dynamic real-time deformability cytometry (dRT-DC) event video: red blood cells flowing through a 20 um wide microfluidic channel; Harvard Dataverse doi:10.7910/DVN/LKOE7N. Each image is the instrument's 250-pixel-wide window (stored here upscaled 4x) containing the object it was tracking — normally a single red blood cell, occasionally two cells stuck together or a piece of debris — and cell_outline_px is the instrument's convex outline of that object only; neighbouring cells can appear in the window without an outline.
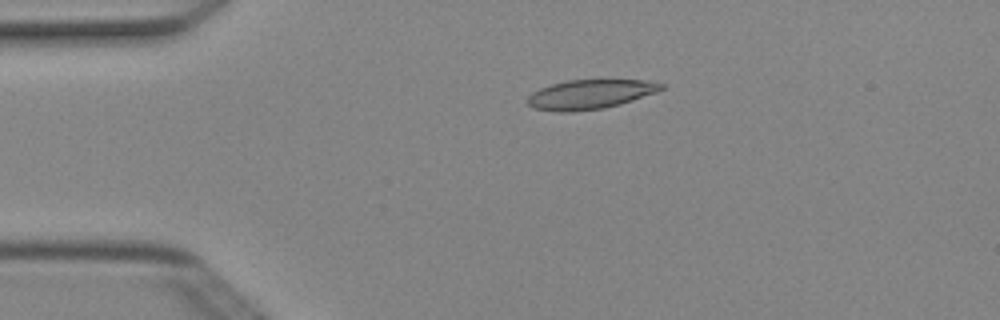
{"species": "Egyptian fruit bat (a non-hibernating species)", "species_latin": "Rousettus aegyptiacus", "temperature_condition": "cold", "stored_images_in_passage": 4, "camera_frame_rate_fps": 3000, "um_per_image_px": 0.085, "animal": {"sex": "female"}, "frame": {"image": 1, "passage_image": 3, "time_ms": 0.667, "image_size_px": [1000, 320], "cell_outline_px": [[664, 88], [656, 92], [620, 104], [604, 108], [572, 112], [560, 112], [532, 108], [524, 100], [532, 92], [540, 88], [552, 84], [568, 80], [640, 80], [664, 84]], "centroid_in_image_um": [50.09, 8.03], "position_along_channel_um": 34.9, "area_um2": 22.83}}